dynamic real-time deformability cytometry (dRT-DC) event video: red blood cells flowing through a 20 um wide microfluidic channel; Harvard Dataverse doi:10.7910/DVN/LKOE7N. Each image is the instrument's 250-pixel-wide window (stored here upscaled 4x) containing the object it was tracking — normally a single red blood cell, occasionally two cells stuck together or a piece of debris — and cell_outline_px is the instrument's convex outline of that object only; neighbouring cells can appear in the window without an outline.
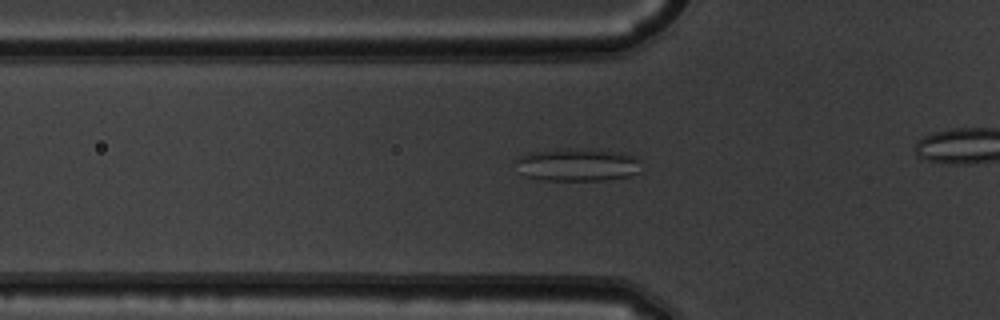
{"species": "common noctule bat (a hibernating species)", "species_latin": "Nyctalus noctula", "temperature_condition": "warm", "stored_images_in_passage": 44, "camera_frame_rate_fps": 3000, "um_per_image_px": 0.085, "animal": {"sex": "male", "body_mass_g": 19.5, "forearm_length_mm": 54.6}, "frame": {"image": 1, "passage_image": 19, "time_ms": 6.0, "image_size_px": [1000, 320], "cell_outline_px": [[640, 172], [628, 176], [604, 180], [544, 180], [528, 176], [516, 160], [520, 156], [528, 152], [580, 148], [588, 148], [620, 152], [636, 156]], "centroid_in_image_um": [49.16, 13.99], "position_along_channel_um": 76.6, "area_um2": 23.52}}
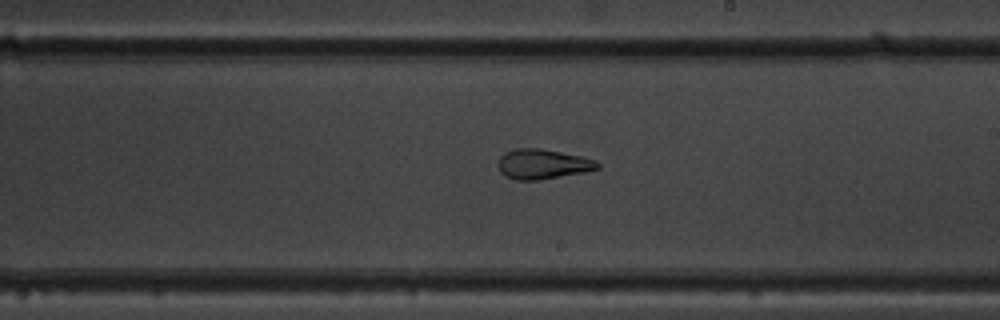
{"frame": {"image": 2, "passage_image": 32, "time_ms": 10.333, "image_size_px": [1000, 320], "cell_outline_px": [[600, 168], [584, 172], [540, 180], [516, 180], [504, 176], [500, 172], [496, 164], [500, 156], [504, 152], [516, 148], [540, 148], [580, 156], [596, 160], [600, 164]], "centroid_in_image_um": [46.08, 13.95], "position_along_channel_um": 242.9, "area_um2": 17.51}}
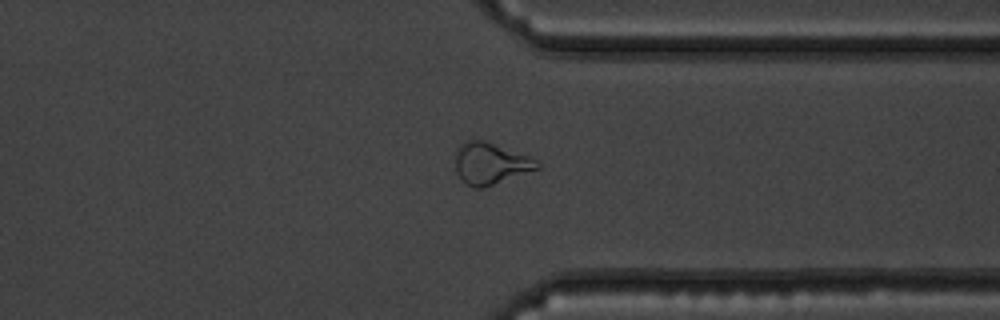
{"frame": {"image": 3, "passage_image": 42, "time_ms": 13.667, "image_size_px": [1000, 320], "cell_outline_px": [[540, 168], [480, 188], [472, 188], [460, 180], [456, 172], [456, 148], [460, 144], [468, 140], [484, 140], [528, 156], [536, 160], [540, 164]], "centroid_in_image_um": [41.64, 13.89], "position_along_channel_um": 369.8, "area_um2": 19.59}}